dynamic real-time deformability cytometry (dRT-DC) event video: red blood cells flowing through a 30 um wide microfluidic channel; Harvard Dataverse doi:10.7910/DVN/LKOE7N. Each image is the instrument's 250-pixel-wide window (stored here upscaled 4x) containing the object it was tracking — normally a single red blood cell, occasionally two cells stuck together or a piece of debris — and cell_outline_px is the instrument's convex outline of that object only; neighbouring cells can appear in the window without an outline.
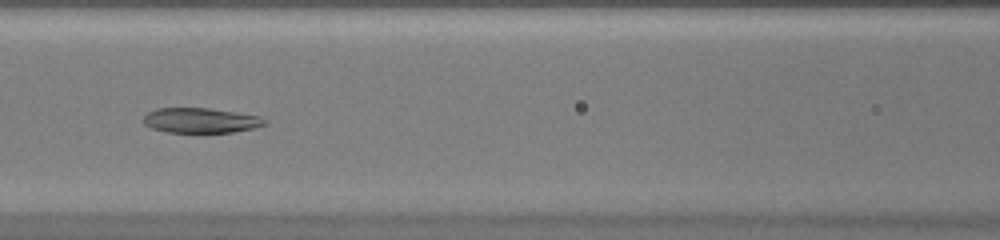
{"species": "common noctule bat (a hibernating species)", "species_latin": "Nyctalus noctula", "temperature_condition": "warm", "stored_images_in_passage": 46, "camera_frame_rate_fps": 3000, "um_per_image_px": 0.085, "animal": {"sex": "female", "body_mass_g": 20.0, "forearm_length_mm": 54.0}, "frame": {"image": 1, "passage_image": 21, "time_ms": 6.667, "image_size_px": [1000, 240], "cell_outline_px": [[268, 124], [256, 128], [232, 132], [168, 132], [152, 128], [144, 124], [144, 116], [148, 112], [156, 108], [208, 108], [236, 112], [260, 116], [268, 120]], "centroid_in_image_um": [17.11, 10.23], "position_along_channel_um": 149.5, "area_um2": 17.74}}
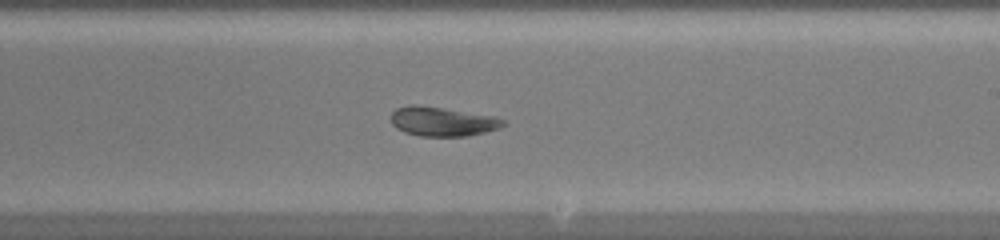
{"frame": {"image": 2, "passage_image": 28, "time_ms": 9.0, "image_size_px": [1000, 240], "cell_outline_px": [[508, 124], [500, 128], [468, 136], [420, 136], [404, 132], [396, 128], [392, 124], [392, 112], [396, 108], [408, 104], [416, 104], [496, 116], [504, 120]], "centroid_in_image_um": [37.62, 10.32], "position_along_channel_um": 251.4, "area_um2": 19.31}}
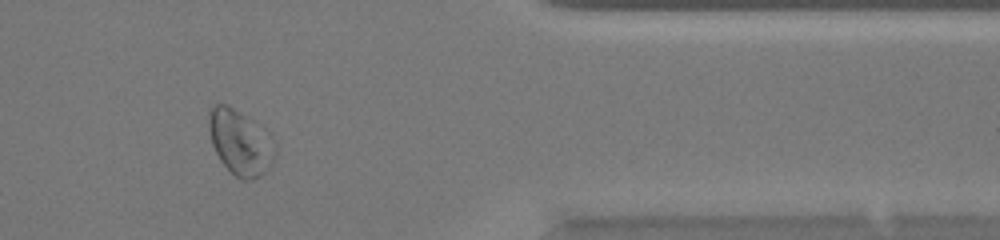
{"frame": {"image": 3, "passage_image": 39, "time_ms": 12.667, "image_size_px": [1000, 240], "cell_outline_px": [[276, 152], [268, 168], [260, 176], [252, 180], [240, 180], [220, 160], [212, 144], [208, 128], [208, 112], [212, 104], [228, 104], [244, 116], [276, 144]], "centroid_in_image_um": [20.36, 12.12], "position_along_channel_um": 391.0, "area_um2": 24.45}}